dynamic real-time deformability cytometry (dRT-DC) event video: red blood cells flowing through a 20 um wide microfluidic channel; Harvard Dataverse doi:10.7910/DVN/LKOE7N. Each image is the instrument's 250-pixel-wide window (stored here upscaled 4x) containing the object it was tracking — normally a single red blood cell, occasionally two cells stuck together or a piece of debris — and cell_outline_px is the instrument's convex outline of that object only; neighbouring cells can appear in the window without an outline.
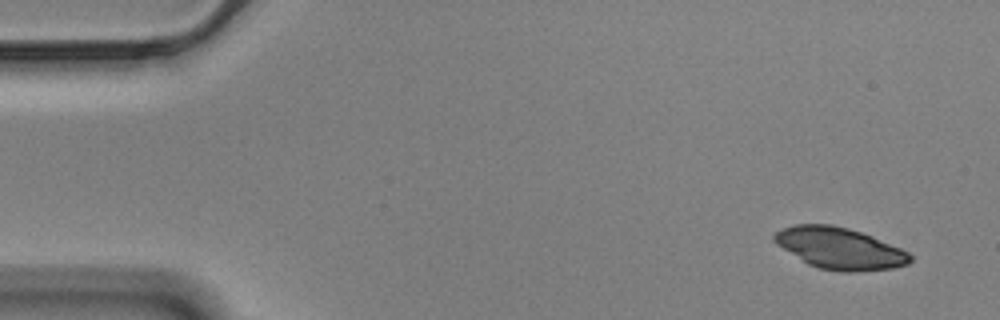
{"species": "Egyptian fruit bat (a non-hibernating species)", "species_latin": "Rousettus aegyptiacus", "temperature_condition": "cold", "stored_images_in_passage": 54, "camera_frame_rate_fps": 3000, "um_per_image_px": 0.085, "animal": {"sex": "male"}, "frame": {"image": 1, "passage_image": 1, "time_ms": 0.0, "image_size_px": [1000, 320], "cell_outline_px": [[912, 260], [908, 264], [892, 268], [856, 272], [840, 272], [820, 268], [808, 264], [776, 244], [772, 240], [772, 236], [776, 232], [784, 228], [796, 224], [832, 224], [848, 228], [872, 236], [900, 248], [908, 252], [912, 256]], "centroid_in_image_um": [71.37, 21.11], "position_along_channel_um": 13.6, "area_um2": 32.77}}